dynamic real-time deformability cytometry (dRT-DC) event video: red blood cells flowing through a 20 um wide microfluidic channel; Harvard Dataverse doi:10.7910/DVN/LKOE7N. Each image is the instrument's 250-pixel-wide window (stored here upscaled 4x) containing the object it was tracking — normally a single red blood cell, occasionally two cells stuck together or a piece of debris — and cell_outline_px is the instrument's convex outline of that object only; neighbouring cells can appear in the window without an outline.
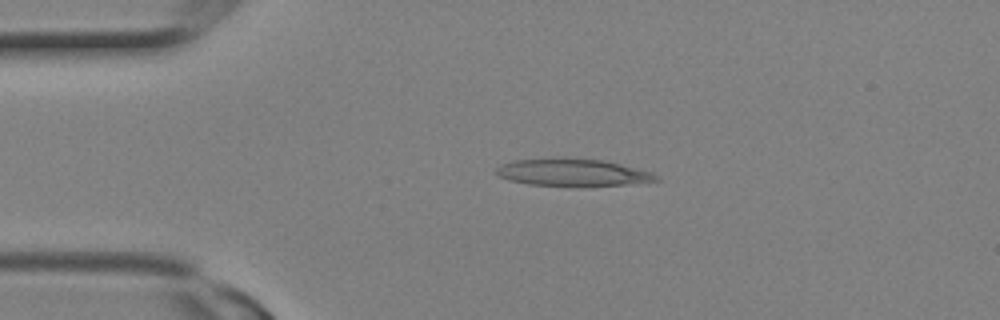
{"species": "Egyptian fruit bat (a non-hibernating species)", "species_latin": "Rousettus aegyptiacus", "temperature_condition": "room temperature", "stored_images_in_passage": 4, "camera_frame_rate_fps": 3000, "um_per_image_px": 0.085, "animal": {"sex": "female"}, "frame": {"image": 1, "passage_image": 2, "time_ms": 0.333, "image_size_px": [1000, 320], "cell_outline_px": [[660, 180], [624, 184], [528, 184], [508, 180], [500, 176], [496, 172], [496, 168], [500, 164], [516, 160], [564, 156], [604, 160], [652, 172], [660, 176]], "centroid_in_image_um": [48.64, 14.6], "position_along_channel_um": 36.4, "area_um2": 24.97}}